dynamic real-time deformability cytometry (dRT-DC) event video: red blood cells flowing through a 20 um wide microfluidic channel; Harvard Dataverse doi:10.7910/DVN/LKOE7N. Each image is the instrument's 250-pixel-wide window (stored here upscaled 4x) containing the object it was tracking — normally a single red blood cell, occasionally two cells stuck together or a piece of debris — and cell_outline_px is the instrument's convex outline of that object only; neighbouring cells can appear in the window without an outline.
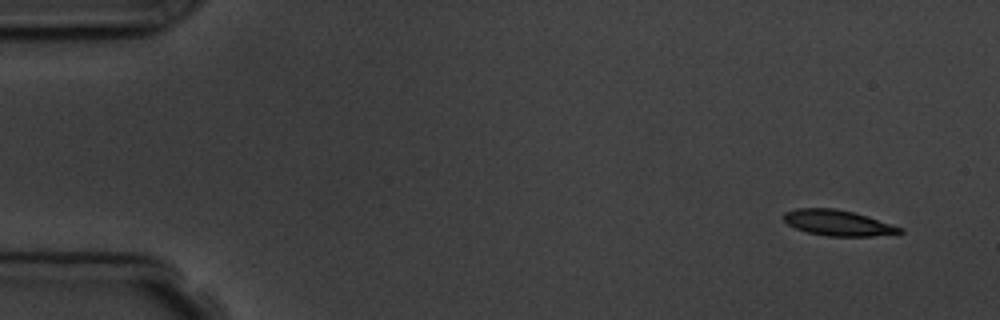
{"species": "common noctule bat (a hibernating species)", "species_latin": "Nyctalus noctula", "temperature_condition": "room temperature", "stored_images_in_passage": 10, "camera_frame_rate_fps": 3000, "um_per_image_px": 0.085, "animal": {"sex": "male", "body_mass_g": 19.5, "forearm_length_mm": 54.6}, "frame": {"image": 1, "passage_image": 1, "time_ms": 0.0, "image_size_px": [1000, 320], "cell_outline_px": [[904, 232], [872, 236], [828, 236], [808, 232], [796, 228], [788, 224], [784, 220], [784, 212], [796, 208], [832, 208], [852, 212], [868, 216], [904, 228]], "centroid_in_image_um": [71.23, 18.94], "position_along_channel_um": 13.8, "area_um2": 17.22}}
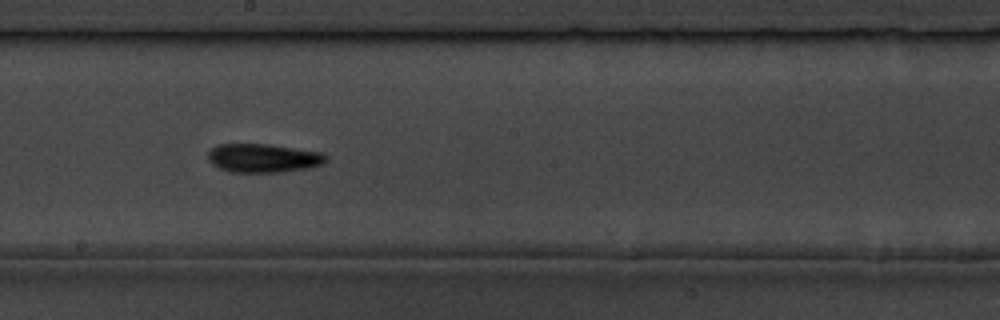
{"frame": {"image": 2, "passage_image": 9, "time_ms": 9.0, "image_size_px": [1000, 320], "cell_outline_px": [[328, 160], [324, 164], [308, 168], [284, 172], [228, 172], [212, 164], [208, 160], [208, 152], [212, 148], [220, 144], [268, 144], [324, 152], [328, 156]], "centroid_in_image_um": [22.43, 13.44], "position_along_channel_um": 225.8, "area_um2": 20.0}}
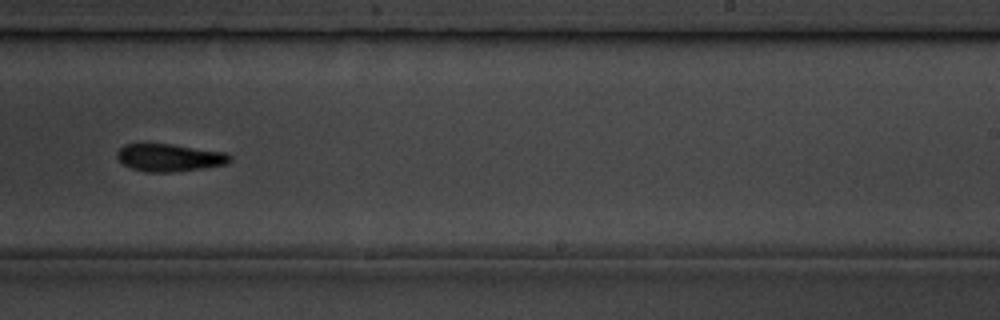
{"frame": {"image": 3, "passage_image": 10, "time_ms": 10.333, "image_size_px": [1000, 320], "cell_outline_px": [[232, 160], [224, 164], [200, 168], [172, 172], [144, 172], [132, 168], [124, 164], [116, 156], [116, 152], [124, 144], [172, 144], [228, 152], [232, 156]], "centroid_in_image_um": [14.42, 13.39], "position_along_channel_um": 274.6, "area_um2": 18.09}}